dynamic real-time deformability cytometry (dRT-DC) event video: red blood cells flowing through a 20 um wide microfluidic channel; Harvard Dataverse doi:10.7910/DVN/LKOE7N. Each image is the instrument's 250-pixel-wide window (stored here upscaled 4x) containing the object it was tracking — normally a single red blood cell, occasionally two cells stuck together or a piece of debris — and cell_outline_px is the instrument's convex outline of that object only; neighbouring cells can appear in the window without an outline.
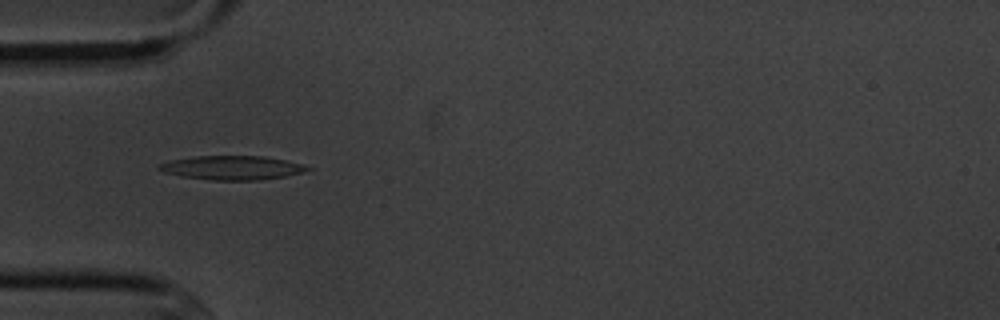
{"species": "common noctule bat (a hibernating species)", "species_latin": "Nyctalus noctula", "temperature_condition": "cold", "stored_images_in_passage": 5, "camera_frame_rate_fps": 3000, "um_per_image_px": 0.085, "animal": {"sex": "male", "body_mass_g": 20.1, "forearm_length_mm": 53.5}, "frame": {"image": 1, "passage_image": 4, "time_ms": 3.333, "image_size_px": [1000, 320], "cell_outline_px": [[312, 168], [304, 172], [284, 176], [256, 180], [212, 180], [180, 176], [164, 172], [156, 168], [156, 164], [168, 160], [192, 156], [264, 156], [304, 164]], "centroid_in_image_um": [19.66, 14.25], "position_along_channel_um": 65.3, "area_um2": 20.87}}
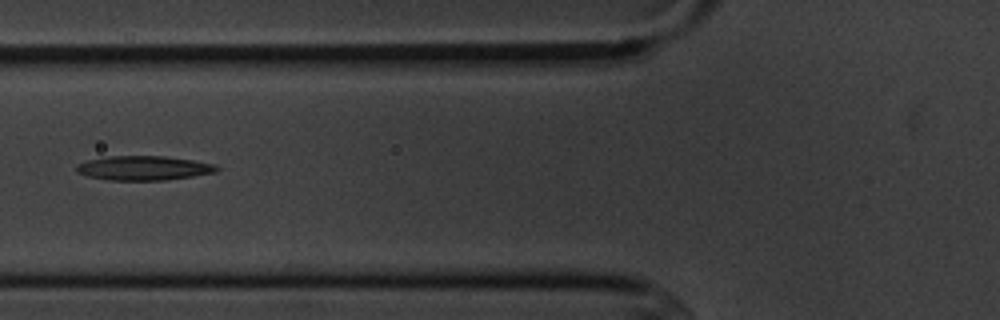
{"frame": {"image": 2, "passage_image": 5, "time_ms": 4.667, "image_size_px": [1000, 320], "cell_outline_px": [[220, 168], [216, 172], [168, 180], [108, 180], [88, 176], [76, 172], [76, 164], [88, 160], [108, 156], [164, 156], [192, 160], [212, 164]], "centroid_in_image_um": [12.18, 14.28], "position_along_channel_um": 113.6, "area_um2": 19.83}}